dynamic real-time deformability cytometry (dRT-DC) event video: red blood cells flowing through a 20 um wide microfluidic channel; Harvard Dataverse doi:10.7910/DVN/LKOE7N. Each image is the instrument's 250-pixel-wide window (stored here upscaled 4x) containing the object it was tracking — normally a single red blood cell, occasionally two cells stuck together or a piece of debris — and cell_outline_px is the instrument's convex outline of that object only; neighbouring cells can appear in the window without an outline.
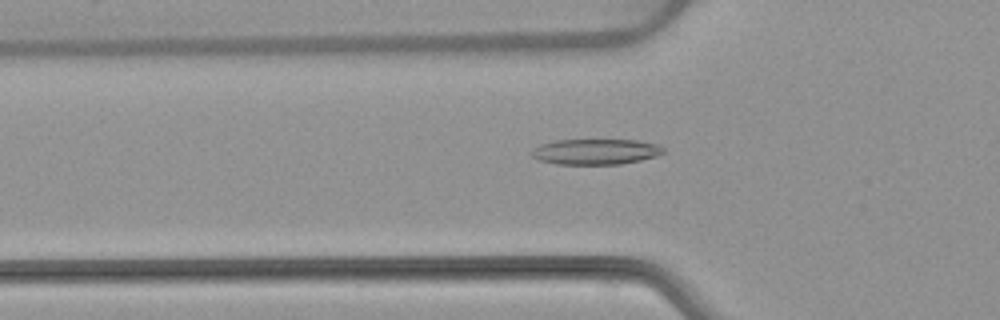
{"species": "common noctule bat (a hibernating species)", "species_latin": "Nyctalus noctula", "temperature_condition": "warm", "stored_images_in_passage": 53, "camera_frame_rate_fps": 3000, "um_per_image_px": 0.085, "animal": {"sex": "female", "body_mass_g": 22.7, "forearm_length_mm": 54.2}, "frame": {"image": 1, "passage_image": 18, "time_ms": 5.667, "image_size_px": [1000, 320], "cell_outline_px": [[664, 152], [656, 156], [640, 160], [620, 164], [556, 164], [540, 160], [532, 156], [528, 152], [532, 148], [540, 144], [556, 140], [636, 140], [660, 144], [664, 148]], "centroid_in_image_um": [50.61, 12.89], "position_along_channel_um": 75.2, "area_um2": 19.77}}
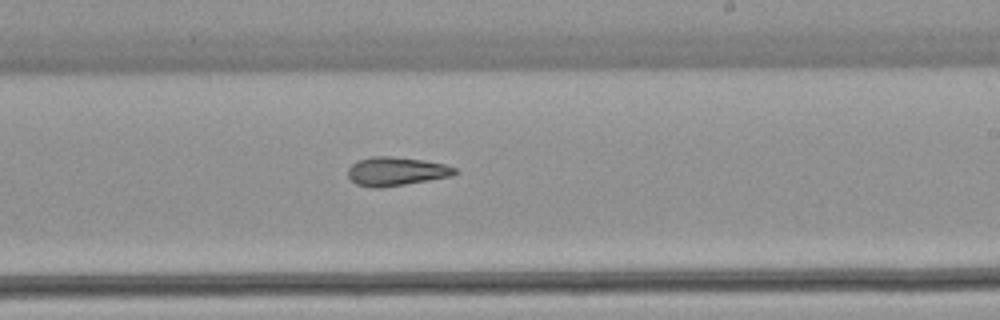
{"frame": {"image": 2, "passage_image": 32, "time_ms": 10.333, "image_size_px": [1000, 320], "cell_outline_px": [[460, 172], [452, 176], [380, 188], [372, 188], [356, 184], [348, 176], [348, 168], [356, 160], [372, 156], [392, 156], [424, 160], [444, 164], [456, 168]], "centroid_in_image_um": [33.67, 14.56], "position_along_channel_um": 255.3, "area_um2": 17.98}}
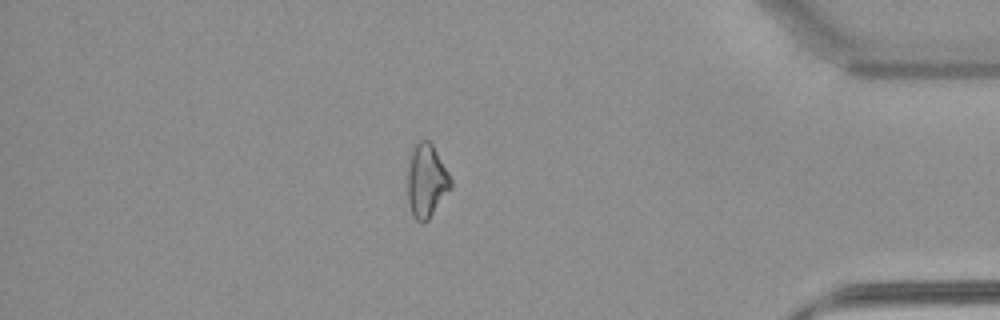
{"frame": {"image": 3, "passage_image": 46, "time_ms": 15.0, "image_size_px": [1000, 320], "cell_outline_px": [[452, 188], [428, 220], [424, 224], [420, 224], [412, 216], [408, 200], [408, 156], [412, 144], [420, 140], [428, 140], [432, 144], [448, 172], [452, 180]], "centroid_in_image_um": [36.23, 15.37], "position_along_channel_um": 399.0, "area_um2": 18.9}, "authors_computed_cell_mechanics": {"area_um2": 18.9584, "velocity_mm_per_s": 3.8539, "shape_relaxation_time_tau1_ms": null, "shape_relaxation_time_tau2_ms": 5.6303, "deformation_change_tau1": null, "deformation_change_tau2": 0.1389}}